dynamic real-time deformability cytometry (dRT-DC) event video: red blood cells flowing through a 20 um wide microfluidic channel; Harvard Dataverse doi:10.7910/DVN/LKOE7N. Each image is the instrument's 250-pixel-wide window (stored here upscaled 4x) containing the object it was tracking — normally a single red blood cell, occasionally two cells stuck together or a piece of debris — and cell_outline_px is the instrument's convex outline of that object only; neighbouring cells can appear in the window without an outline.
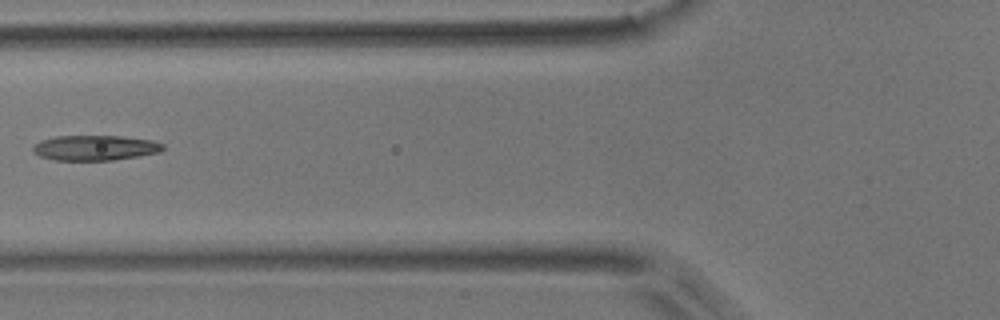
{"species": "common noctule bat (a hibernating species)", "species_latin": "Nyctalus noctula", "temperature_condition": "room temperature", "stored_images_in_passage": 4, "camera_frame_rate_fps": 3000, "um_per_image_px": 0.085, "animal": {"sex": "male", "body_mass_g": 17.9}, "frame": {"image": 1, "passage_image": 3, "time_ms": 0.667, "image_size_px": [1000, 320], "cell_outline_px": [[164, 148], [160, 152], [140, 156], [112, 160], [56, 160], [40, 156], [32, 152], [32, 148], [40, 140], [56, 136], [124, 136], [152, 140], [164, 144]], "centroid_in_image_um": [8.1, 12.56], "position_along_channel_um": 117.7, "area_um2": 19.13}}
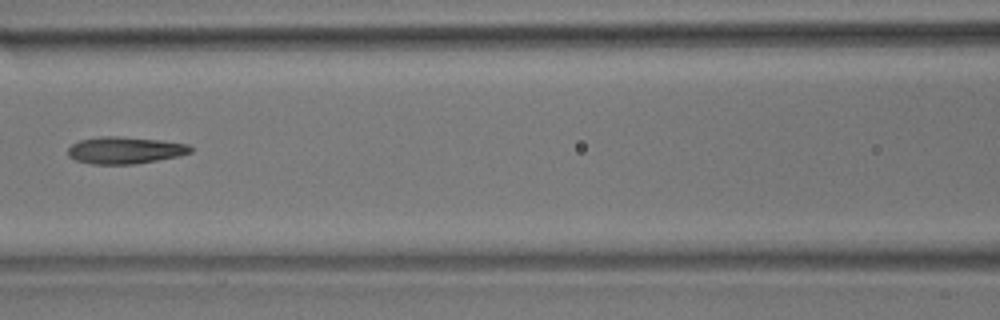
{"frame": {"image": 2, "passage_image": 4, "time_ms": 1.0, "image_size_px": [1000, 320], "cell_outline_px": [[192, 152], [180, 156], [136, 164], [92, 164], [76, 160], [68, 156], [68, 148], [72, 144], [80, 140], [100, 136], [116, 136], [160, 140], [188, 144], [192, 148]], "centroid_in_image_um": [10.63, 12.77], "position_along_channel_um": 156.0, "area_um2": 19.31}}